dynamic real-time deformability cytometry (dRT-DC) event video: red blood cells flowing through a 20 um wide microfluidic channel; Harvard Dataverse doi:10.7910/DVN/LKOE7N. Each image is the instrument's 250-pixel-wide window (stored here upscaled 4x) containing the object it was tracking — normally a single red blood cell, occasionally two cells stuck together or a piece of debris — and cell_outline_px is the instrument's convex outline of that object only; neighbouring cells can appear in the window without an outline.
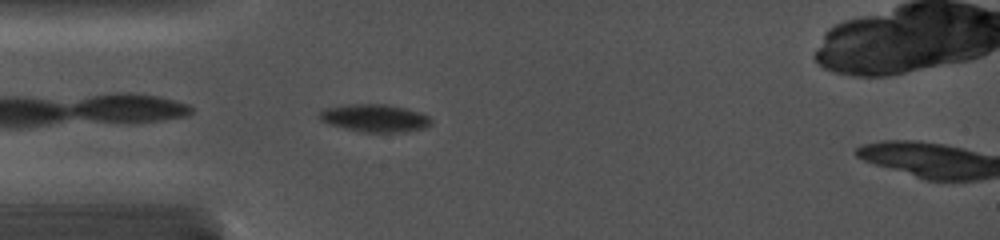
{"species": "common noctule bat (a hibernating species)", "species_latin": "Nyctalus noctula", "temperature_condition": "cold", "stored_images_in_passage": 28, "camera_frame_rate_fps": 5000, "um_per_image_px": 0.085, "animal": {"sex": "female", "body_mass_g": 19.0, "forearm_length_mm": 56.7}, "frame": {"image": 1, "passage_image": 4, "time_ms": 0.6, "image_size_px": [1000, 240], "cell_outline_px": [[432, 124], [424, 128], [408, 132], [364, 132], [344, 128], [328, 124], [320, 120], [320, 112], [324, 108], [348, 104], [388, 104], [420, 112], [428, 116], [432, 120]], "centroid_in_image_um": [31.87, 10.04], "position_along_channel_um": 53.1, "area_um2": 18.09}}
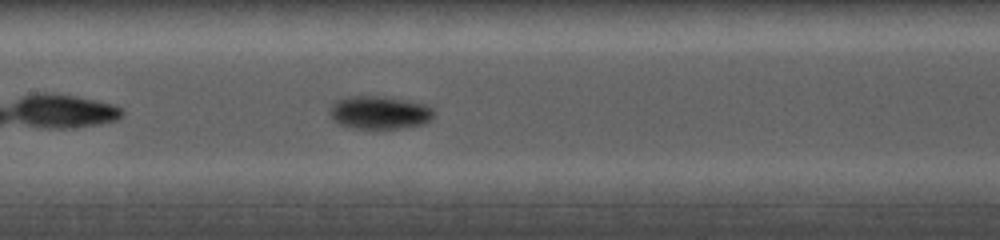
{"frame": {"image": 2, "passage_image": 16, "time_ms": 3.8, "image_size_px": [1000, 240], "cell_outline_px": [[432, 116], [424, 124], [400, 128], [352, 128], [340, 124], [332, 120], [328, 112], [328, 108], [336, 100], [348, 96], [384, 96], [424, 104], [432, 108]], "centroid_in_image_um": [32.17, 9.56], "position_along_channel_um": 175.2, "area_um2": 20.0}}
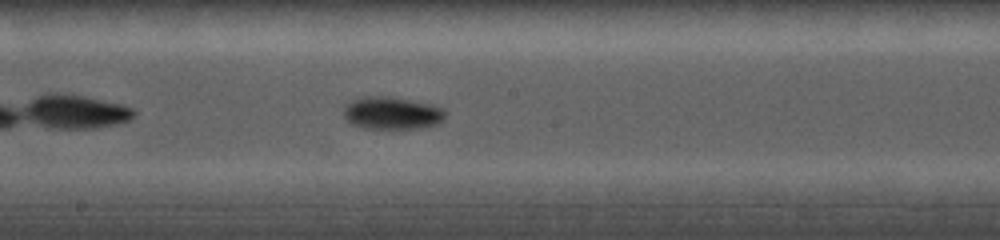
{"frame": {"image": 3, "passage_image": 19, "time_ms": 4.8, "image_size_px": [1000, 240], "cell_outline_px": [[444, 116], [436, 124], [420, 128], [364, 128], [352, 124], [344, 116], [344, 108], [352, 100], [360, 96], [388, 96], [432, 104], [444, 108]], "centroid_in_image_um": [33.29, 9.59], "position_along_channel_um": 214.9, "area_um2": 19.07}}